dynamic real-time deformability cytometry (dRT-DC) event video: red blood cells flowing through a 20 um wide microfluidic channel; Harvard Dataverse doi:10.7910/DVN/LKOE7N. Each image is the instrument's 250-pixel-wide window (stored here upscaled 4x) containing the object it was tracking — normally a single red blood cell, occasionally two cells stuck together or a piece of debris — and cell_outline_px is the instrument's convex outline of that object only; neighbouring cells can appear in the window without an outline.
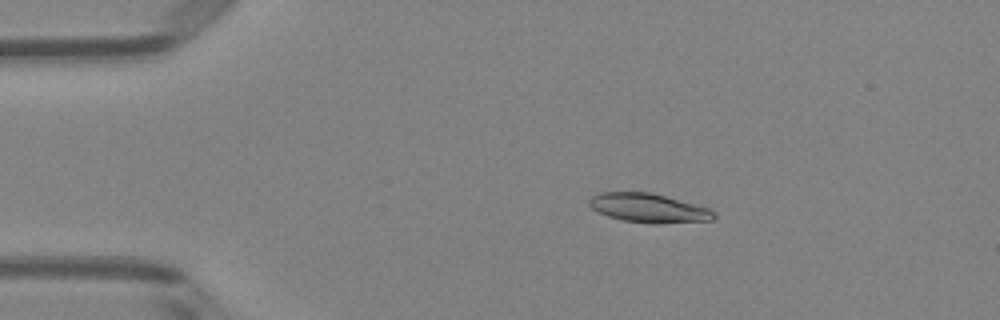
{"species": "Egyptian fruit bat (a non-hibernating species)", "species_latin": "Rousettus aegyptiacus", "temperature_condition": "room temperature", "stored_images_in_passage": 42, "camera_frame_rate_fps": 3000, "um_per_image_px": 0.085, "animal": {"sex": "female"}, "frame": {"image": 1, "passage_image": 1, "time_ms": 0.0, "image_size_px": [1000, 320], "cell_outline_px": [[716, 216], [712, 220], [660, 224], [652, 224], [620, 220], [608, 216], [592, 208], [588, 204], [588, 200], [592, 196], [600, 192], [652, 192], [708, 208], [716, 212]], "centroid_in_image_um": [55.13, 17.69], "position_along_channel_um": 29.9, "area_um2": 21.21}}
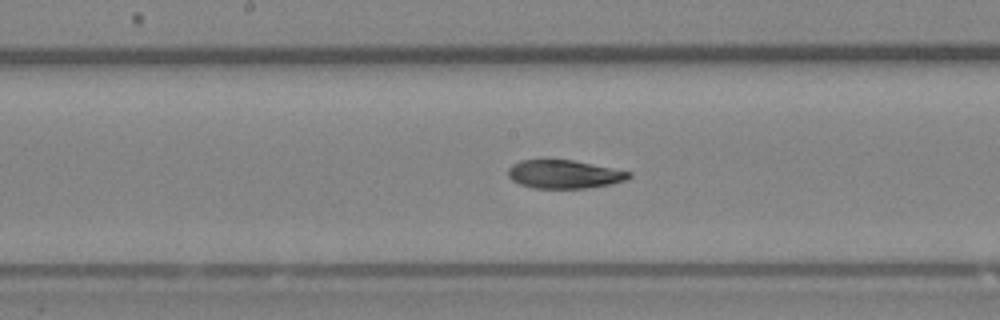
{"frame": {"image": 2, "passage_image": 18, "time_ms": 5.667, "image_size_px": [1000, 320], "cell_outline_px": [[632, 176], [628, 180], [612, 184], [588, 188], [532, 188], [520, 184], [512, 180], [508, 176], [508, 168], [512, 164], [520, 160], [572, 160], [632, 172]], "centroid_in_image_um": [47.97, 14.82], "position_along_channel_um": 200.2, "area_um2": 20.06}}
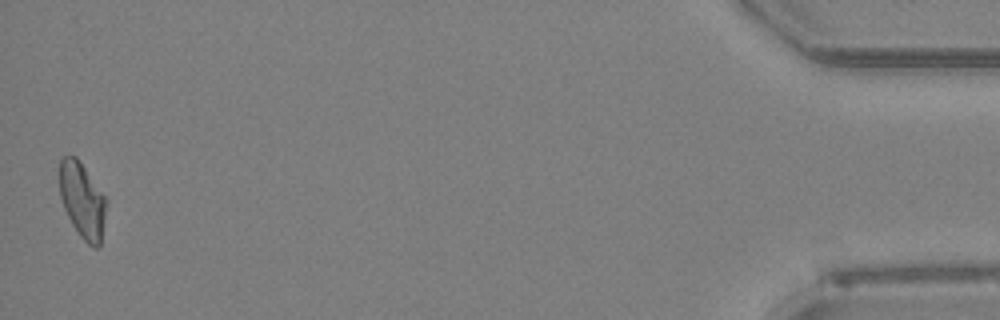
{"frame": {"image": 3, "passage_image": 42, "time_ms": 13.667, "image_size_px": [1000, 320], "cell_outline_px": [[108, 200], [100, 244], [96, 248], [88, 244], [80, 236], [72, 224], [64, 208], [60, 196], [60, 160], [64, 156], [76, 156]], "centroid_in_image_um": [7.01, 17.03], "position_along_channel_um": 428.2, "area_um2": 20.4}, "authors_computed_cell_mechanics": {"area_um2": 20.808, "velocity_mm_per_s": 3.9798, "shape_relaxation_time_tau1_ms": null, "shape_relaxation_time_tau2_ms": 4.3877, "deformation_change_tau1": null, "deformation_change_tau2": 0.0893}}